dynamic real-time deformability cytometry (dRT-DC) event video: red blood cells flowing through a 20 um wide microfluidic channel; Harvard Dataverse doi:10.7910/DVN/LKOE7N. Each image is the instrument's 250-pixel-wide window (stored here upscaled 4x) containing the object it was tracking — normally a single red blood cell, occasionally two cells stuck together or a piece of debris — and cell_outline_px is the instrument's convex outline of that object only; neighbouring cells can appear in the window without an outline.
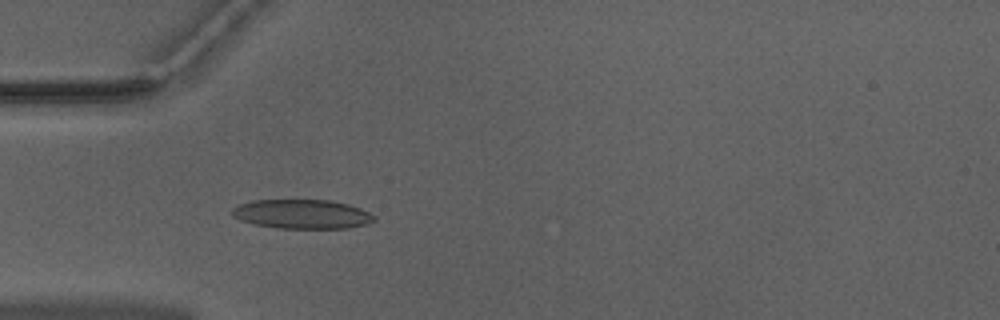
{"species": "Egyptian fruit bat (a non-hibernating species)", "species_latin": "Rousettus aegyptiacus", "temperature_condition": "warm", "stored_images_in_passage": 51, "camera_frame_rate_fps": 3000, "um_per_image_px": 0.085, "animal": {"sex": "male"}, "frame": {"image": 1, "passage_image": 15, "time_ms": 4.667, "image_size_px": [1000, 320], "cell_outline_px": [[376, 220], [364, 224], [348, 228], [276, 228], [252, 224], [240, 220], [232, 216], [232, 208], [240, 204], [256, 200], [332, 200], [348, 204], [360, 208], [376, 216]], "centroid_in_image_um": [25.66, 18.2], "position_along_channel_um": 59.3, "area_um2": 24.22}}
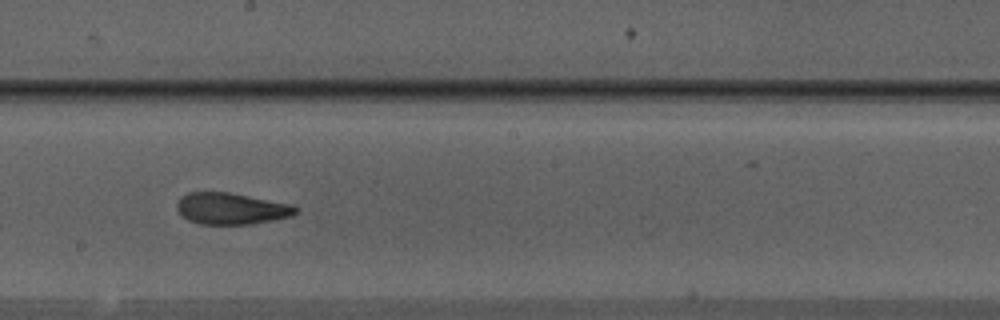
{"frame": {"image": 2, "passage_image": 28, "time_ms": 9.0, "image_size_px": [1000, 320], "cell_outline_px": [[300, 208], [292, 216], [252, 224], [200, 224], [188, 220], [176, 208], [176, 204], [180, 196], [188, 192], [228, 192], [292, 204]], "centroid_in_image_um": [19.66, 17.72], "position_along_channel_um": 228.5, "area_um2": 21.85}}
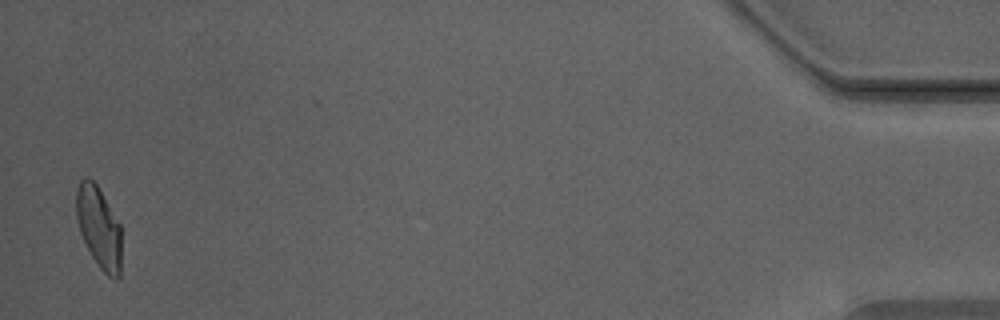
{"frame": {"image": 3, "passage_image": 50, "time_ms": 16.333, "image_size_px": [1000, 320], "cell_outline_px": [[120, 276], [116, 280], [108, 276], [100, 268], [92, 256], [80, 232], [76, 216], [76, 188], [80, 180], [84, 176], [88, 176], [96, 184], [120, 224]], "centroid_in_image_um": [8.39, 19.3], "position_along_channel_um": 426.8, "area_um2": 21.27}, "authors_computed_cell_mechanics": {"area_um2": 22.3686, "velocity_mm_per_s": 3.981, "shape_relaxation_time_tau1_ms": null, "shape_relaxation_time_tau2_ms": 1.689, "deformation_change_tau1": null, "deformation_change_tau2": 0.088}}